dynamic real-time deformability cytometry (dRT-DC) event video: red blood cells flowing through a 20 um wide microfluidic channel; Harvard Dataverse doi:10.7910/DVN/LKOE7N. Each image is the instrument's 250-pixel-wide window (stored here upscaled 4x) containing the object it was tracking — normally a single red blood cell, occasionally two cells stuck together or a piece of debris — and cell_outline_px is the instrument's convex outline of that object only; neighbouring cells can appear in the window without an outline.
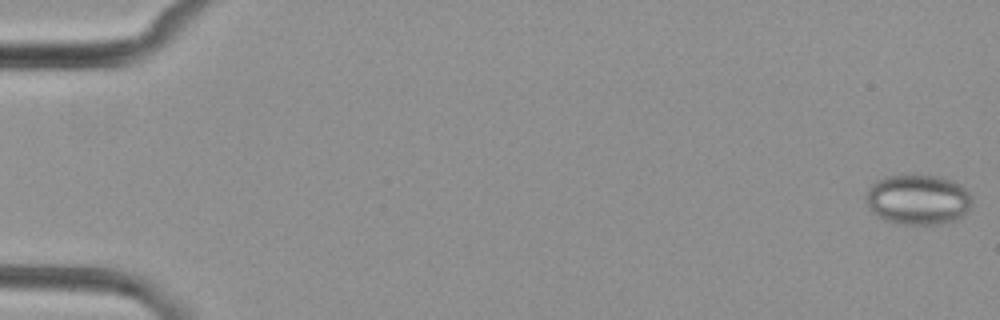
{"species": "common noctule bat (a hibernating species)", "species_latin": "Nyctalus noctula", "temperature_condition": "cold", "stored_images_in_passage": 6, "camera_frame_rate_fps": 3000, "um_per_image_px": 0.085, "animal": {"sex": "female", "body_mass_g": 29.2, "forearm_length_mm": 56.3}, "frame": {"image": 1, "passage_image": 1, "time_ms": 0.0, "image_size_px": [1000, 320], "cell_outline_px": [[972, 200], [964, 216], [956, 220], [932, 224], [904, 224], [888, 220], [872, 212], [868, 208], [868, 192], [872, 184], [876, 180], [884, 176], [904, 172], [908, 172], [936, 176], [952, 180], [960, 184], [972, 196]], "centroid_in_image_um": [78.04, 16.9], "position_along_channel_um": 7.0, "area_um2": 31.27}}